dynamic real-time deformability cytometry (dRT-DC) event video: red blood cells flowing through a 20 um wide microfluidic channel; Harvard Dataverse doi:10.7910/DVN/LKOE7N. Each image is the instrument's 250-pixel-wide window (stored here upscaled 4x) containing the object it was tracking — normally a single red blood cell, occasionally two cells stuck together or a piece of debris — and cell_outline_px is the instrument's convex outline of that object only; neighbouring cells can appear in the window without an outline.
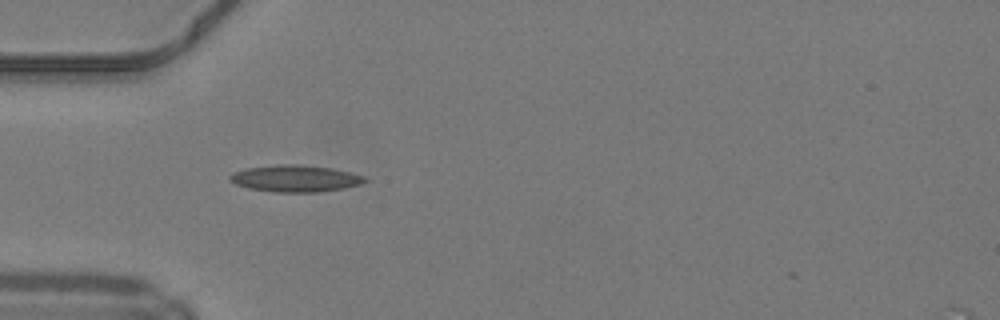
{"species": "common noctule bat (a hibernating species)", "species_latin": "Nyctalus noctula", "temperature_condition": "warm", "stored_images_in_passage": 32, "camera_frame_rate_fps": 3000, "um_per_image_px": 0.085, "animal": {"sex": "male", "body_mass_g": 19.2, "forearm_length_mm": 51.8}, "frame": {"image": 1, "passage_image": 1, "time_ms": 0.0, "image_size_px": [1000, 320], "cell_outline_px": [[368, 180], [360, 184], [344, 188], [316, 192], [272, 192], [248, 188], [236, 184], [228, 180], [228, 176], [232, 172], [244, 168], [276, 164], [300, 164], [332, 168], [364, 176]], "centroid_in_image_um": [25.04, 15.16], "position_along_channel_um": 60.0, "area_um2": 21.21}}
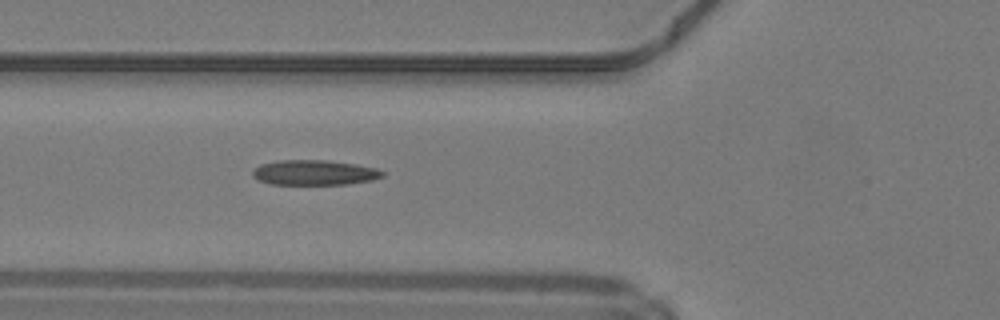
{"frame": {"image": 2, "passage_image": 4, "time_ms": 1.0, "image_size_px": [1000, 320], "cell_outline_px": [[384, 176], [372, 180], [348, 184], [272, 184], [260, 180], [252, 176], [252, 172], [260, 164], [280, 160], [328, 160], [356, 164], [376, 168], [384, 172]], "centroid_in_image_um": [26.75, 14.66], "position_along_channel_um": 99.1, "area_um2": 18.9}}
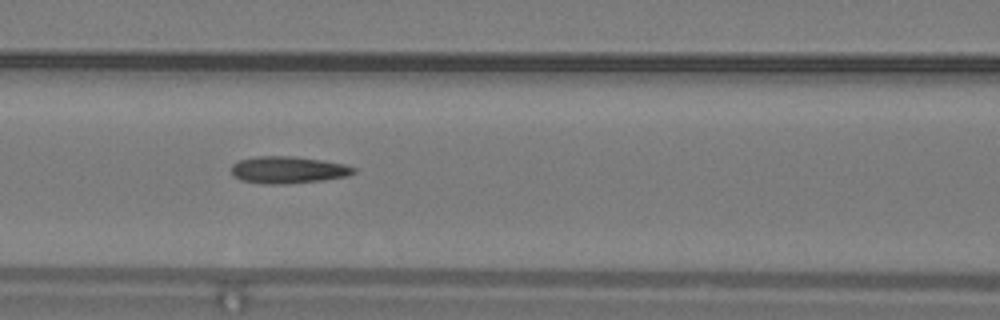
{"frame": {"image": 3, "passage_image": 7, "time_ms": 2.0, "image_size_px": [1000, 320], "cell_outline_px": [[356, 172], [348, 176], [320, 180], [288, 184], [260, 184], [240, 180], [232, 176], [232, 164], [240, 160], [256, 156], [296, 156], [344, 164], [356, 168]], "centroid_in_image_um": [24.46, 14.44], "position_along_channel_um": 142.1, "area_um2": 19.36}, "authors_computed_cell_mechanics": {"area_um2": 18.5827, "velocity_mm_per_s": 4.2298, "shape_relaxation_time_tau1_ms": null, "shape_relaxation_time_tau2_ms": 5.284, "deformation_change_tau1": null, "deformation_change_tau2": 0.1704}}